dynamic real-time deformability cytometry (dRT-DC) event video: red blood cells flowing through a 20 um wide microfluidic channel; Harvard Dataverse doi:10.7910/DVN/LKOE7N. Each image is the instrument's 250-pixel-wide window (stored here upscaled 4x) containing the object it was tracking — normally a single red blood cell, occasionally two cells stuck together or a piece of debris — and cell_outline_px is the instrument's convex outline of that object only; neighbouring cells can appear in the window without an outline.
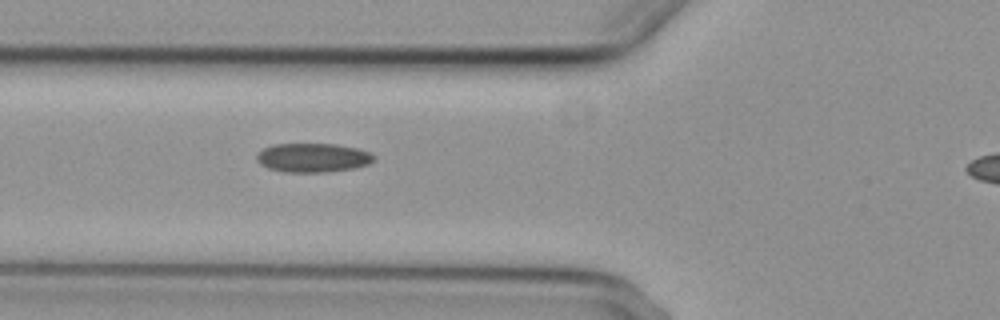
{"species": "common noctule bat (a hibernating species)", "species_latin": "Nyctalus noctula", "temperature_condition": "cold", "stored_images_in_passage": 5, "segment_of_instrument_passage": [1, 2], "camera_frame_rate_fps": 3000, "um_per_image_px": 0.085, "animal": {"sex": "female", "body_mass_g": 29.2, "forearm_length_mm": 56.3}, "frame": {"image": 1, "passage_image": 4, "time_ms": 4.333, "image_size_px": [1000, 320], "cell_outline_px": [[376, 160], [368, 164], [356, 168], [328, 172], [284, 172], [268, 168], [260, 164], [256, 160], [256, 152], [272, 144], [336, 144], [360, 148], [376, 156]], "centroid_in_image_um": [26.6, 13.4], "position_along_channel_um": 99.2, "area_um2": 20.17}}